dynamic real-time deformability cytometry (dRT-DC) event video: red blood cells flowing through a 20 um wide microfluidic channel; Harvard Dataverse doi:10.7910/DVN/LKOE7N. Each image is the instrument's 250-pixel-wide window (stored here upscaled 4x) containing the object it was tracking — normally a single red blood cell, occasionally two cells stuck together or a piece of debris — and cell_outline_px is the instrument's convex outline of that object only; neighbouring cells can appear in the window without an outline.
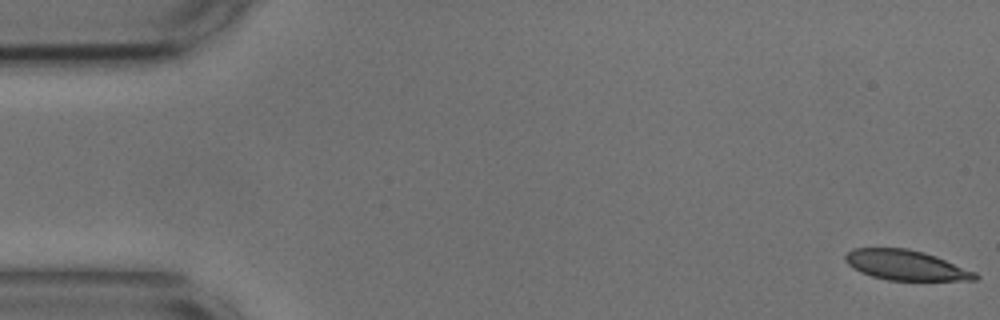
{"species": "common noctule bat (a hibernating species)", "species_latin": "Nyctalus noctula", "temperature_condition": "cold", "stored_images_in_passage": 54, "camera_frame_rate_fps": 3000, "um_per_image_px": 0.085, "animal": {"sex": "male", "body_mass_g": 17.9, "forearm_length_mm": 54.2}, "frame": {"image": 1, "passage_image": 1, "time_ms": 0.0, "image_size_px": [1000, 320], "cell_outline_px": [[980, 276], [976, 280], [888, 280], [872, 276], [860, 272], [852, 268], [844, 260], [844, 256], [852, 248], [908, 248], [924, 252], [936, 256], [976, 272]], "centroid_in_image_um": [76.98, 22.53], "position_along_channel_um": 8.0, "area_um2": 22.77}}
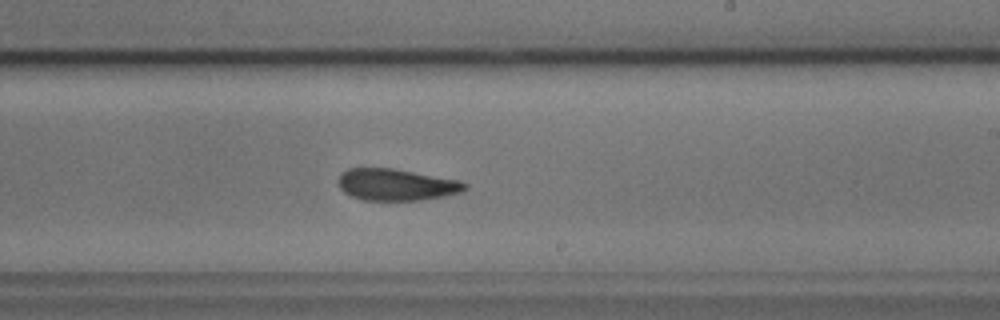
{"frame": {"image": 2, "passage_image": 32, "time_ms": 10.333, "image_size_px": [1000, 320], "cell_outline_px": [[468, 188], [460, 192], [444, 196], [420, 200], [364, 200], [352, 196], [344, 192], [340, 188], [340, 176], [348, 168], [392, 168], [460, 180], [468, 184]], "centroid_in_image_um": [33.73, 15.7], "position_along_channel_um": 255.3, "area_um2": 23.18}}
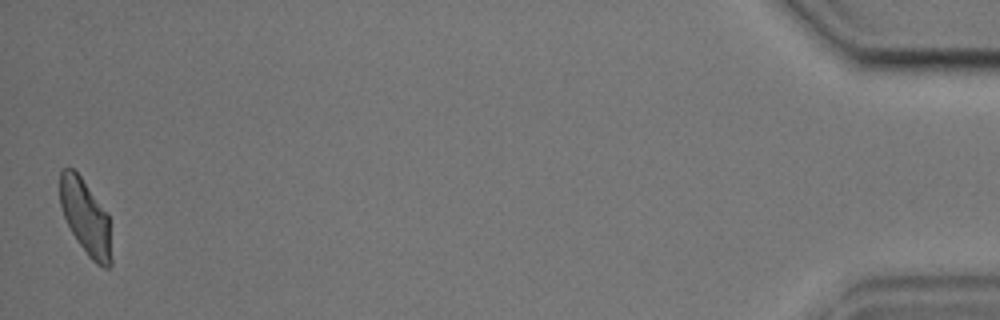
{"frame": {"image": 3, "passage_image": 54, "time_ms": 17.667, "image_size_px": [1000, 320], "cell_outline_px": [[112, 264], [108, 268], [104, 268], [96, 264], [88, 256], [72, 232], [64, 216], [60, 204], [60, 172], [64, 168], [72, 168], [80, 176], [108, 212], [112, 260]], "centroid_in_image_um": [7.3, 18.49], "position_along_channel_um": 427.9, "area_um2": 22.43}, "authors_computed_cell_mechanics": {"area_um2": 24.0159, "velocity_mm_per_s": 3.6214, "shape_relaxation_time_tau1_ms": 6.6015, "shape_relaxation_time_tau2_ms": 3.6816, "deformation_change_tau1": 0.1561, "deformation_change_tau2": 0.101}}